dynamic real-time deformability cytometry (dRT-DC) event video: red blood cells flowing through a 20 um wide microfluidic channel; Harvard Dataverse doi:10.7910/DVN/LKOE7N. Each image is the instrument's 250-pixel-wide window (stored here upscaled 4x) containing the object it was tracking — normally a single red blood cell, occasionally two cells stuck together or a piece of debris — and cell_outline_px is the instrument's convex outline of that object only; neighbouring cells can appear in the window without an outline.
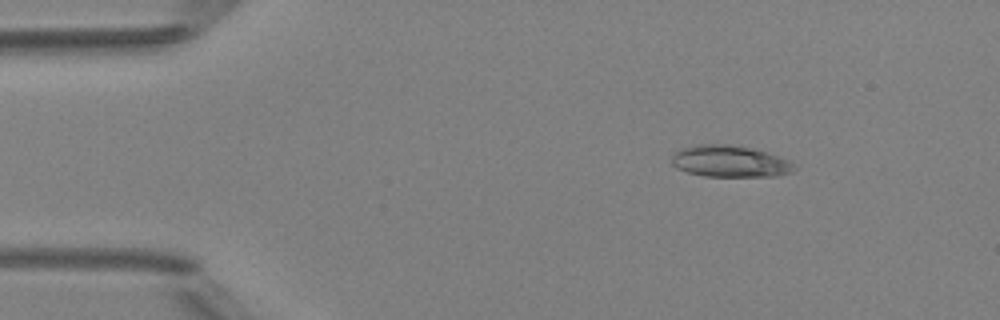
{"species": "Egyptian fruit bat (a non-hibernating species)", "species_latin": "Rousettus aegyptiacus", "temperature_condition": "room temperature", "stored_images_in_passage": 5, "camera_frame_rate_fps": 3000, "um_per_image_px": 0.085, "animal": {"sex": "female"}, "frame": {"image": 1, "passage_image": 3, "time_ms": 2.333, "image_size_px": [1000, 320], "cell_outline_px": [[796, 168], [792, 172], [776, 176], [704, 176], [688, 172], [676, 168], [672, 164], [672, 156], [680, 148], [696, 144], [732, 144], [756, 148], [788, 160]], "centroid_in_image_um": [62.03, 13.7], "position_along_channel_um": 23.0, "area_um2": 22.72}}
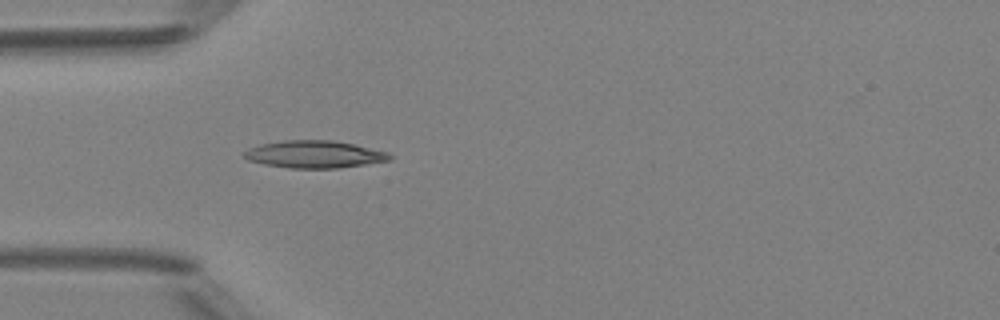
{"frame": {"image": 2, "passage_image": 5, "time_ms": 5.0, "image_size_px": [1000, 320], "cell_outline_px": [[392, 160], [340, 168], [288, 168], [264, 164], [248, 160], [240, 156], [248, 148], [260, 144], [284, 140], [332, 140], [356, 144], [388, 152], [392, 156]], "centroid_in_image_um": [26.72, 13.11], "position_along_channel_um": 58.3, "area_um2": 23.47}}